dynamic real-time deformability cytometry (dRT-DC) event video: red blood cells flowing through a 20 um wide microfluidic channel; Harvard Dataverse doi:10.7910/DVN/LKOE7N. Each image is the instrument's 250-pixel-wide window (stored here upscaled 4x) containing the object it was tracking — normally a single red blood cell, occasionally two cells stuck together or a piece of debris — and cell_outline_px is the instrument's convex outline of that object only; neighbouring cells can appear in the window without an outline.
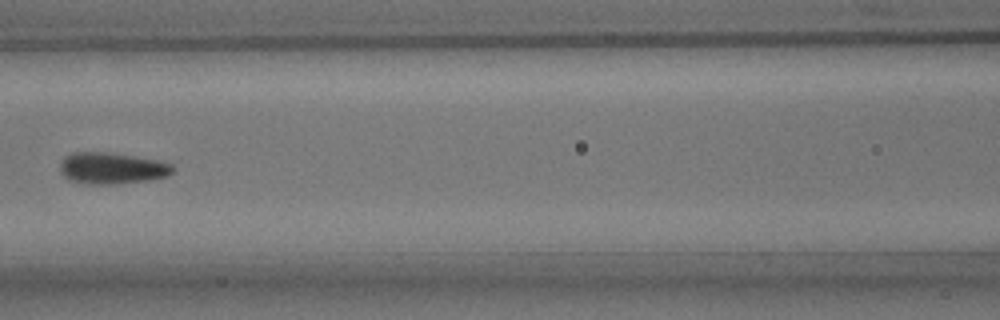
{"species": "common noctule bat (a hibernating species)", "species_latin": "Nyctalus noctula", "temperature_condition": "room temperature", "stored_images_in_passage": 9, "camera_frame_rate_fps": 3000, "um_per_image_px": 0.085, "animal": {"sex": "male", "body_mass_g": 15.6}, "frame": {"image": 1, "passage_image": 6, "time_ms": 6.667, "image_size_px": [1000, 320], "cell_outline_px": [[176, 168], [168, 176], [152, 180], [112, 184], [84, 184], [68, 180], [60, 172], [60, 160], [64, 156], [72, 152], [108, 152], [156, 160], [172, 164]], "centroid_in_image_um": [9.48, 14.3], "position_along_channel_um": 157.1, "area_um2": 20.92}}
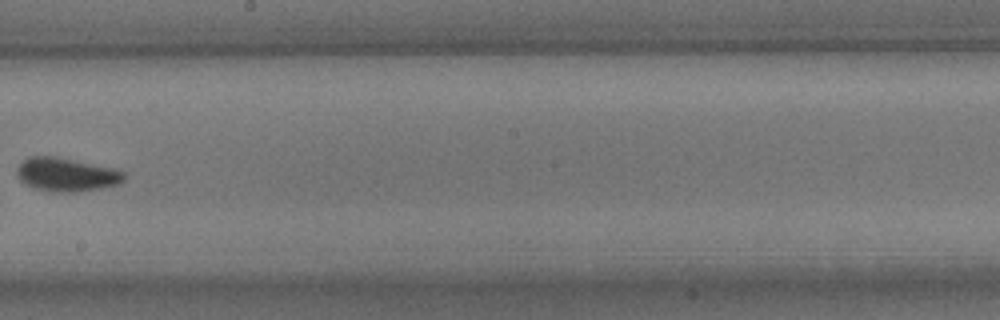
{"frame": {"image": 2, "passage_image": 8, "time_ms": 9.0, "image_size_px": [1000, 320], "cell_outline_px": [[124, 180], [120, 184], [100, 188], [76, 192], [52, 192], [32, 188], [24, 184], [16, 176], [16, 168], [28, 156], [56, 156], [112, 168], [124, 172]], "centroid_in_image_um": [5.59, 14.85], "position_along_channel_um": 242.6, "area_um2": 21.1}}
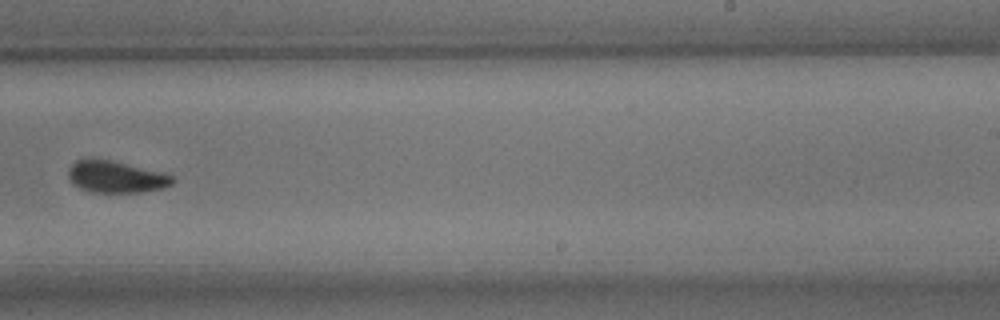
{"frame": {"image": 3, "passage_image": 9, "time_ms": 10.0, "image_size_px": [1000, 320], "cell_outline_px": [[172, 184], [164, 188], [140, 192], [88, 192], [72, 184], [68, 176], [68, 168], [76, 160], [108, 160], [160, 172], [172, 176]], "centroid_in_image_um": [9.8, 15.06], "position_along_channel_um": 279.2, "area_um2": 18.84}}